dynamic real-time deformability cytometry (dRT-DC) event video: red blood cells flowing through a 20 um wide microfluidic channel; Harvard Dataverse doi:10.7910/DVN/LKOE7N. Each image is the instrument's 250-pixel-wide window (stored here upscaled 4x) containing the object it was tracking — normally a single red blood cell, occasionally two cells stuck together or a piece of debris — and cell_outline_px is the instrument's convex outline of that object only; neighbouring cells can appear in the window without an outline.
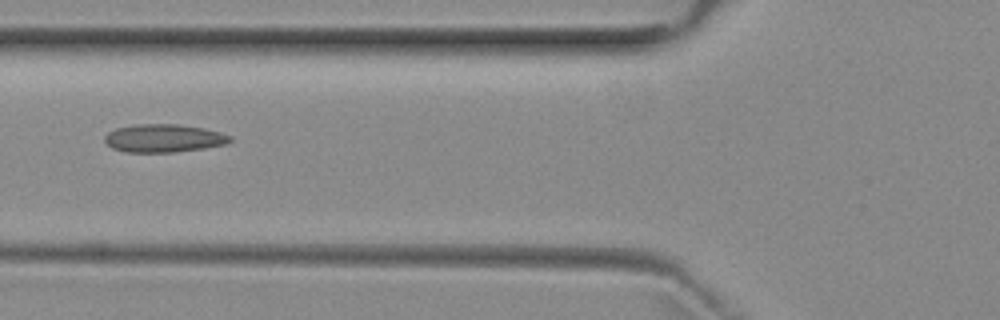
{"species": "common noctule bat (a hibernating species)", "species_latin": "Nyctalus noctula", "temperature_condition": "room temperature", "stored_images_in_passage": 6, "camera_frame_rate_fps": 3000, "um_per_image_px": 0.085, "animal": {"sex": "female", "body_mass_g": 29.2, "forearm_length_mm": 56.3}, "frame": {"image": 1, "passage_image": 5, "time_ms": 4.667, "image_size_px": [1000, 320], "cell_outline_px": [[232, 140], [224, 144], [204, 148], [172, 152], [124, 152], [112, 148], [104, 140], [104, 136], [108, 132], [116, 128], [136, 124], [180, 124], [204, 128], [220, 132], [232, 136]], "centroid_in_image_um": [13.9, 11.74], "position_along_channel_um": 111.9, "area_um2": 20.52}}
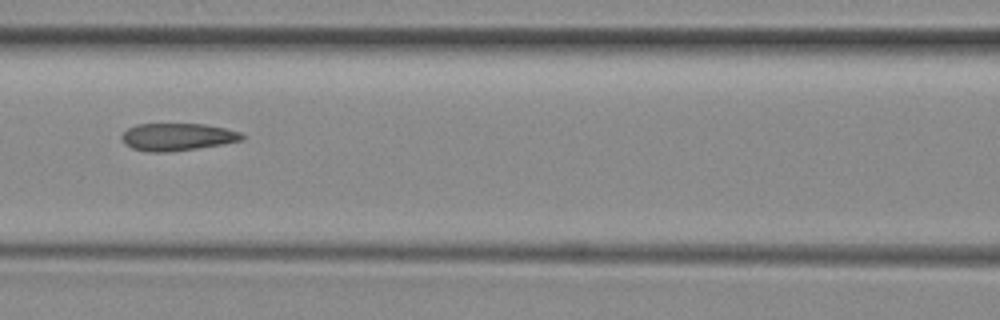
{"frame": {"image": 2, "passage_image": 6, "time_ms": 5.667, "image_size_px": [1000, 320], "cell_outline_px": [[244, 140], [224, 144], [168, 152], [148, 152], [132, 148], [124, 144], [120, 136], [128, 128], [136, 124], [204, 124], [224, 128], [240, 132], [244, 136]], "centroid_in_image_um": [15.06, 11.64], "position_along_channel_um": 151.5, "area_um2": 19.25}}